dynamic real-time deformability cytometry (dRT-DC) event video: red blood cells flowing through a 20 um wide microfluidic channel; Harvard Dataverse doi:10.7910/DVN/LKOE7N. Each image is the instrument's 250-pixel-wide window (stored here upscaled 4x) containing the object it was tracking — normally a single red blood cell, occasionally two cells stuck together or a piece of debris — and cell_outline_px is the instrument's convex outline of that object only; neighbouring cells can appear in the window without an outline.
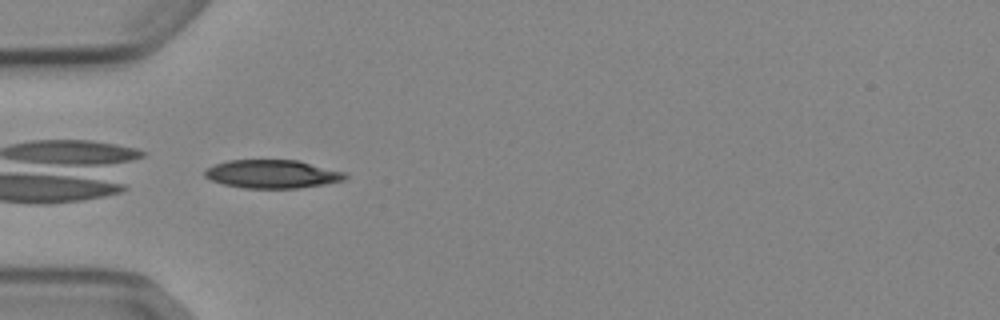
{"species": "Egyptian fruit bat (a non-hibernating species)", "species_latin": "Rousettus aegyptiacus", "temperature_condition": "cold", "stored_images_in_passage": 30, "camera_frame_rate_fps": 3000, "um_per_image_px": 0.085, "animal": {"sex": "female"}, "frame": {"image": 1, "passage_image": 1, "time_ms": 0.0, "image_size_px": [1000, 320], "cell_outline_px": [[348, 176], [344, 180], [324, 184], [296, 188], [244, 188], [224, 184], [212, 180], [204, 176], [204, 172], [208, 168], [216, 164], [228, 160], [296, 160], [348, 172]], "centroid_in_image_um": [23.18, 14.79], "position_along_channel_um": 61.8, "area_um2": 23.12}}
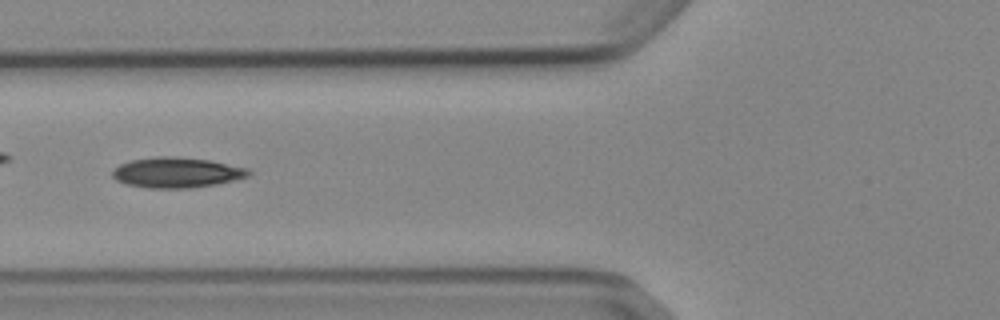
{"frame": {"image": 2, "passage_image": 5, "time_ms": 1.333, "image_size_px": [1000, 320], "cell_outline_px": [[252, 172], [248, 176], [236, 180], [216, 184], [192, 188], [148, 188], [128, 184], [116, 180], [112, 176], [112, 172], [120, 164], [132, 160], [156, 156], [172, 156], [208, 160], [248, 168]], "centroid_in_image_um": [15.04, 14.67], "position_along_channel_um": 110.8, "area_um2": 23.99}, "authors_computed_cell_mechanics": {"area_um2": 22.6576, "velocity_mm_per_s": 3.8849, "shape_relaxation_time_tau1_ms": 4.2644, "shape_relaxation_time_tau2_ms": null, "deformation_change_tau1": 0.106, "deformation_change_tau2": null}}